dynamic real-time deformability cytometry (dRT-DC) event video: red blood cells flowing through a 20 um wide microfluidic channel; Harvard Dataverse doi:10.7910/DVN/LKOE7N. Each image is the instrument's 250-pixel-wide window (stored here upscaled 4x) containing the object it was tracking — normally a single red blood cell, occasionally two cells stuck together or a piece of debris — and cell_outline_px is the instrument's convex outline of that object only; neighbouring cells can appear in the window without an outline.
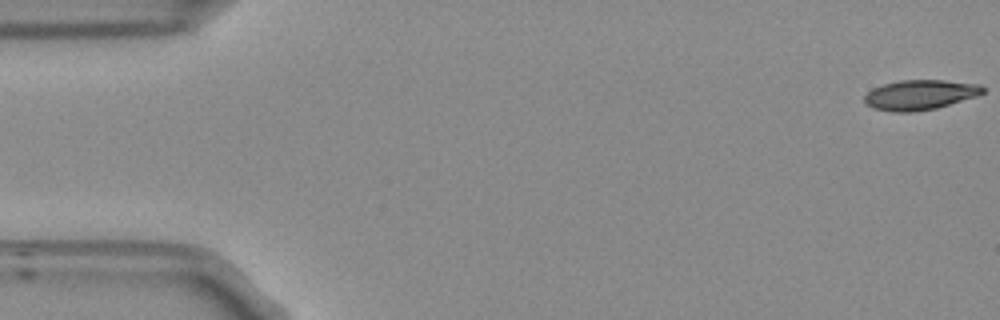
{"species": "Egyptian fruit bat (a non-hibernating species)", "species_latin": "Rousettus aegyptiacus", "temperature_condition": "room temperature", "stored_images_in_passage": 53, "camera_frame_rate_fps": 3000, "um_per_image_px": 0.085, "frame": {"image": 1, "passage_image": 1, "time_ms": 0.0, "image_size_px": [1000, 320], "cell_outline_px": [[984, 92], [976, 96], [936, 108], [912, 112], [892, 112], [872, 108], [864, 104], [864, 96], [872, 88], [884, 84], [900, 80], [944, 80], [980, 84], [984, 88]], "centroid_in_image_um": [78.16, 8.06], "position_along_channel_um": 6.8, "area_um2": 20.69}}
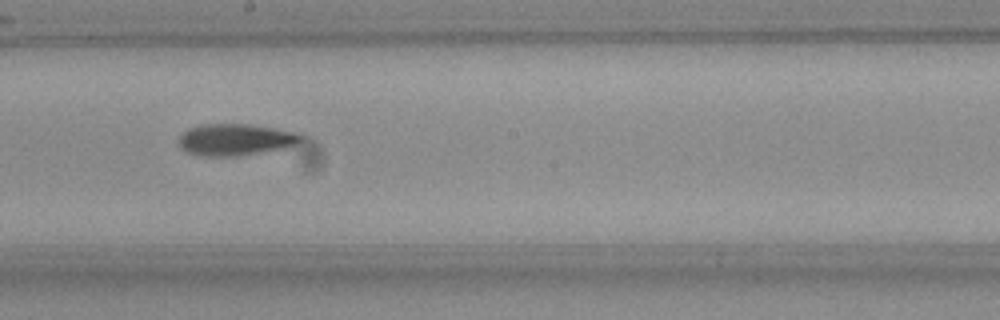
{"frame": {"image": 2, "passage_image": 29, "time_ms": 9.333, "image_size_px": [1000, 320], "cell_outline_px": [[304, 140], [296, 144], [284, 148], [236, 156], [200, 156], [188, 152], [180, 148], [180, 136], [188, 128], [200, 124], [248, 124], [300, 132], [304, 136]], "centroid_in_image_um": [20.05, 11.86], "position_along_channel_um": 228.2, "area_um2": 22.66}}
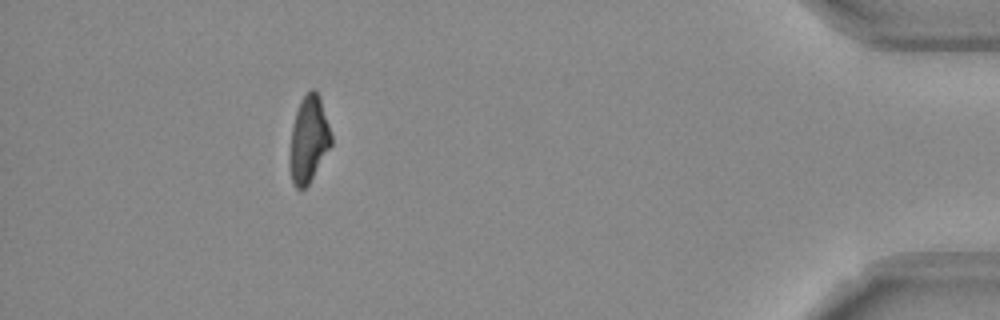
{"frame": {"image": 3, "passage_image": 48, "time_ms": 15.667, "image_size_px": [1000, 320], "cell_outline_px": [[332, 144], [308, 184], [304, 188], [296, 188], [292, 180], [288, 164], [288, 156], [292, 124], [300, 100], [312, 88], [316, 88], [320, 96], [332, 136]], "centroid_in_image_um": [26.21, 11.82], "position_along_channel_um": 409.0, "area_um2": 21.04}, "authors_computed_cell_mechanics": {"area_um2": 21.5594, "velocity_mm_per_s": 3.8105, "shape_relaxation_time_tau1_ms": 8.7285, "shape_relaxation_time_tau2_ms": 6.0184, "deformation_change_tau1": 0.2239, "deformation_change_tau2": 0.1509}}